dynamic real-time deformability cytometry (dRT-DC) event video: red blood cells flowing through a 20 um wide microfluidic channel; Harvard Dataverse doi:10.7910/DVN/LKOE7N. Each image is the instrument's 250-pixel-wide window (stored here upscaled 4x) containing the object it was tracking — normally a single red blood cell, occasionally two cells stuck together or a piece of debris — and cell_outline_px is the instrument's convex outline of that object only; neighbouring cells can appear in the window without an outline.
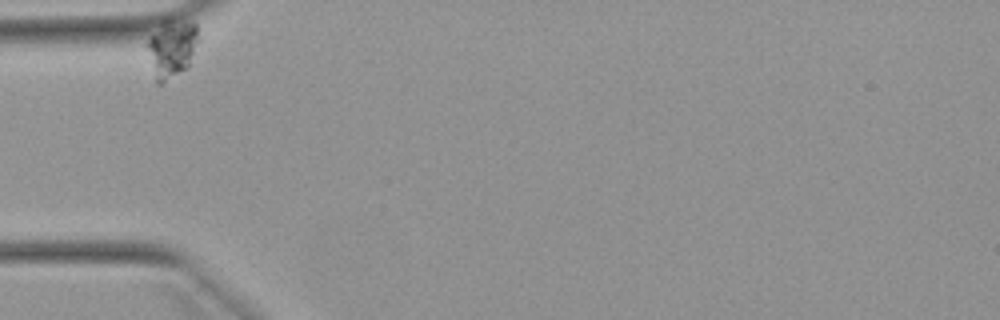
{"species": "Egyptian fruit bat (a non-hibernating species)", "species_latin": "Rousettus aegyptiacus", "temperature_condition": "warm", "stored_images_in_passage": 6, "camera_frame_rate_fps": 3000, "um_per_image_px": 0.085, "animal": {"sex": "female"}, "frame": {"image": 1, "passage_image": 1, "time_ms": 0.0, "image_size_px": [1000, 320], "cell_outline_px": [[200, 40], [188, 68], [160, 84], [156, 84], [144, 44], [160, 20], [168, 16], [172, 16], [192, 20], [196, 24]], "centroid_in_image_um": [14.59, 4.01], "position_along_channel_um": 70.4, "area_um2": 18.67}}